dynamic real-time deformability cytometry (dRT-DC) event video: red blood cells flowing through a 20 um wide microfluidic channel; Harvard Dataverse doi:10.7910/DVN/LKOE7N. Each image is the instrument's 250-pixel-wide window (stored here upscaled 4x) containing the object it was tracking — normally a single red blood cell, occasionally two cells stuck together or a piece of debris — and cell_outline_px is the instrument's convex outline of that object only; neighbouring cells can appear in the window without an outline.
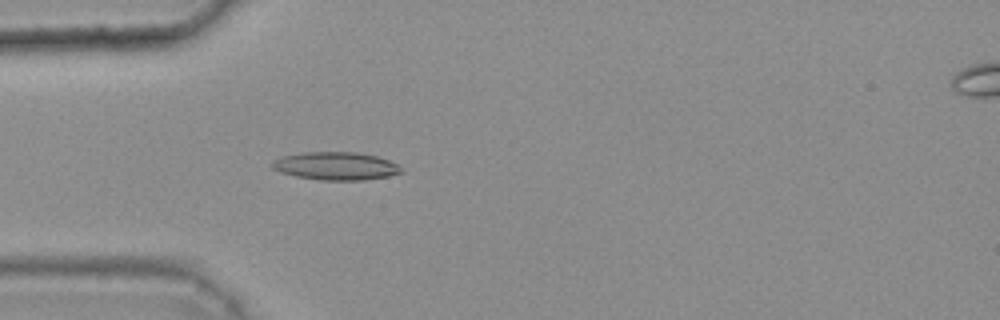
{"species": "common noctule bat (a hibernating species)", "species_latin": "Nyctalus noctula", "temperature_condition": "warm", "stored_images_in_passage": 43, "camera_frame_rate_fps": 3000, "um_per_image_px": 0.085, "animal": {"sex": "female", "body_mass_g": 25.1}, "frame": {"image": 1, "passage_image": 13, "time_ms": 4.0, "image_size_px": [1000, 320], "cell_outline_px": [[400, 172], [388, 176], [364, 180], [320, 180], [296, 176], [280, 172], [272, 168], [272, 160], [284, 156], [304, 152], [356, 152], [376, 156], [388, 160], [396, 164], [400, 168]], "centroid_in_image_um": [28.5, 14.11], "position_along_channel_um": 56.5, "area_um2": 20.81}}
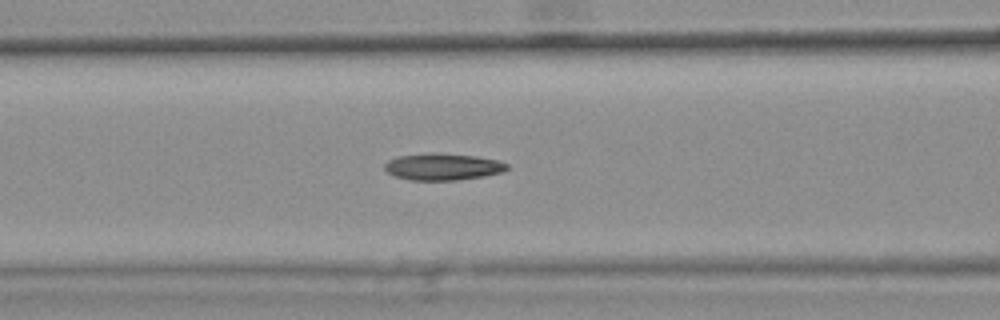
{"frame": {"image": 2, "passage_image": 19, "time_ms": 6.0, "image_size_px": [1000, 320], "cell_outline_px": [[508, 168], [504, 172], [484, 176], [456, 180], [412, 180], [396, 176], [388, 172], [384, 168], [384, 164], [388, 160], [396, 156], [476, 156], [496, 160], [508, 164]], "centroid_in_image_um": [37.67, 14.23], "position_along_channel_um": 128.9, "area_um2": 17.98}}
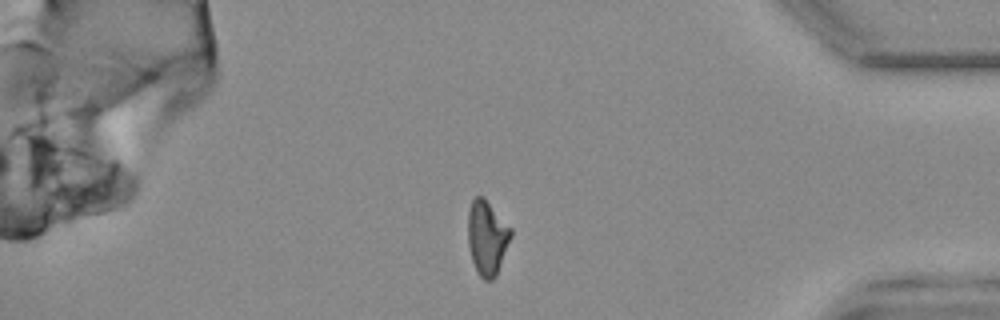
{"frame": {"image": 3, "passage_image": 42, "time_ms": 13.667, "image_size_px": [1000, 320], "cell_outline_px": [[512, 236], [496, 276], [492, 280], [484, 280], [476, 272], [472, 260], [468, 244], [468, 212], [472, 200], [476, 196], [484, 196], [512, 228]], "centroid_in_image_um": [41.41, 20.19], "position_along_channel_um": 393.8, "area_um2": 18.84}, "authors_computed_cell_mechanics": {"area_um2": 18.8428, "velocity_mm_per_s": 3.8274, "shape_relaxation_time_tau1_ms": null, "shape_relaxation_time_tau2_ms": 3.9844, "deformation_change_tau1": null, "deformation_change_tau2": 0.115}}